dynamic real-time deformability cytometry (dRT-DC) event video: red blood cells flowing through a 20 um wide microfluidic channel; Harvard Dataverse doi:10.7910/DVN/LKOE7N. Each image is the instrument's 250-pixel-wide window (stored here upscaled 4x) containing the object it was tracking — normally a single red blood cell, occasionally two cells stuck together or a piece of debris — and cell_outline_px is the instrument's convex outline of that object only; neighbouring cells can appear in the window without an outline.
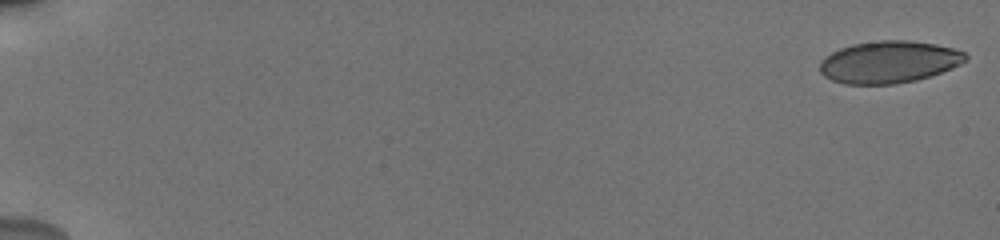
{"species": "human", "species_latin": "Homo sapiens", "temperature_condition": "cold", "stored_images_in_passage": 55, "camera_frame_rate_fps": 3000, "um_per_image_px": 0.085, "donor": {"sex": "male"}, "frame": {"image": 1, "passage_image": 1, "time_ms": 0.0, "image_size_px": [1000, 240], "cell_outline_px": [[968, 60], [960, 64], [940, 72], [916, 80], [896, 84], [844, 84], [832, 80], [824, 76], [820, 72], [820, 60], [824, 56], [840, 48], [852, 44], [880, 40], [908, 40], [936, 44], [952, 48], [964, 52], [968, 56]], "centroid_in_image_um": [75.54, 5.26], "position_along_channel_um": 9.5, "area_um2": 35.78}}
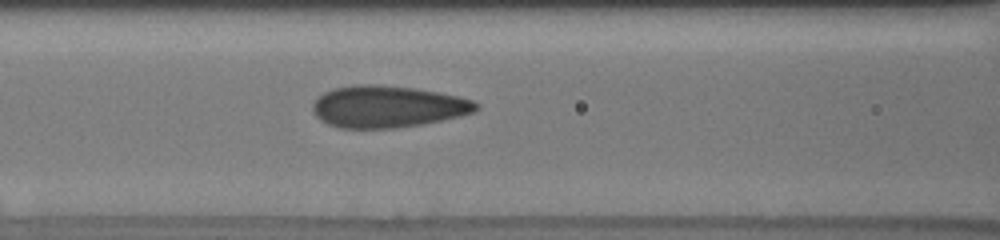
{"frame": {"image": 2, "passage_image": 26, "time_ms": 8.333, "image_size_px": [1000, 240], "cell_outline_px": [[480, 108], [476, 112], [460, 116], [420, 124], [396, 128], [340, 128], [328, 124], [320, 120], [316, 116], [312, 108], [312, 104], [324, 92], [336, 88], [356, 84], [376, 84], [412, 88], [436, 92], [456, 96], [472, 100], [480, 104]], "centroid_in_image_um": [32.95, 9.07], "position_along_channel_um": 133.7, "area_um2": 39.65}}
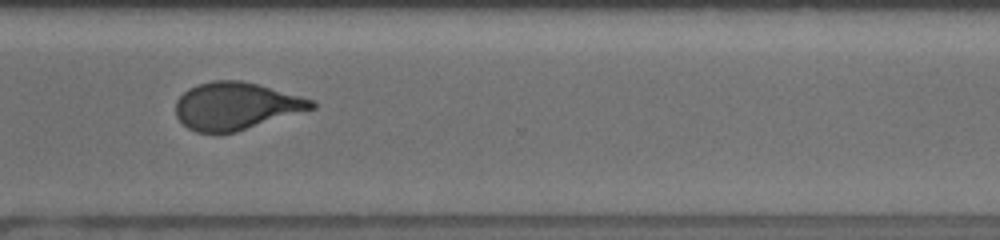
{"frame": {"image": 3, "passage_image": 43, "time_ms": 14.0, "image_size_px": [1000, 240], "cell_outline_px": [[316, 108], [236, 132], [216, 136], [196, 132], [188, 128], [176, 116], [176, 100], [188, 88], [196, 84], [212, 80], [240, 80], [256, 84], [300, 96], [312, 100], [316, 104]], "centroid_in_image_um": [20.01, 9.04], "position_along_channel_um": 350.6, "area_um2": 37.86}, "authors_computed_cell_mechanics": {"area_um2": 37.9168, "velocity_mm_per_s": 3.8322, "shape_relaxation_time_tau1_ms": 9.2579, "shape_relaxation_time_tau2_ms": 0.6801, "deformation_change_tau1": 0.2116, "deformation_change_tau2": 0.0833}}